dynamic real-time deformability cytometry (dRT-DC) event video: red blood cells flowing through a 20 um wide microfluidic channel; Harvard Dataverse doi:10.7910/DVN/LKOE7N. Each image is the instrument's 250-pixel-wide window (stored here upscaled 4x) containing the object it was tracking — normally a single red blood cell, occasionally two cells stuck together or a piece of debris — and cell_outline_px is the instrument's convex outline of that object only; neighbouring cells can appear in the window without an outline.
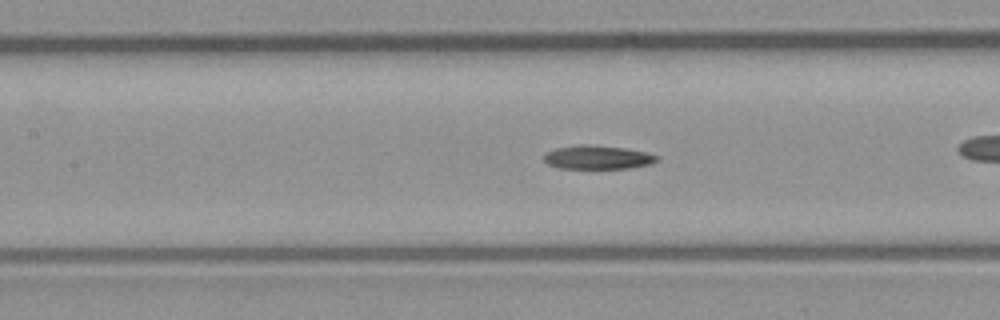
{"species": "common noctule bat (a hibernating species)", "species_latin": "Nyctalus noctula", "temperature_condition": "room temperature", "stored_images_in_passage": 42, "camera_frame_rate_fps": 3000, "um_per_image_px": 0.085, "animal": {"sex": "male", "body_mass_g": 23.1, "forearm_length_mm": 52.7}, "frame": {"image": 1, "passage_image": 24, "time_ms": 7.667, "image_size_px": [1000, 320], "cell_outline_px": [[660, 160], [652, 164], [628, 168], [560, 168], [548, 164], [544, 160], [544, 156], [548, 152], [556, 148], [584, 144], [624, 148], [644, 152], [656, 156]], "centroid_in_image_um": [50.81, 13.38], "position_along_channel_um": 156.6, "area_um2": 15.32}}